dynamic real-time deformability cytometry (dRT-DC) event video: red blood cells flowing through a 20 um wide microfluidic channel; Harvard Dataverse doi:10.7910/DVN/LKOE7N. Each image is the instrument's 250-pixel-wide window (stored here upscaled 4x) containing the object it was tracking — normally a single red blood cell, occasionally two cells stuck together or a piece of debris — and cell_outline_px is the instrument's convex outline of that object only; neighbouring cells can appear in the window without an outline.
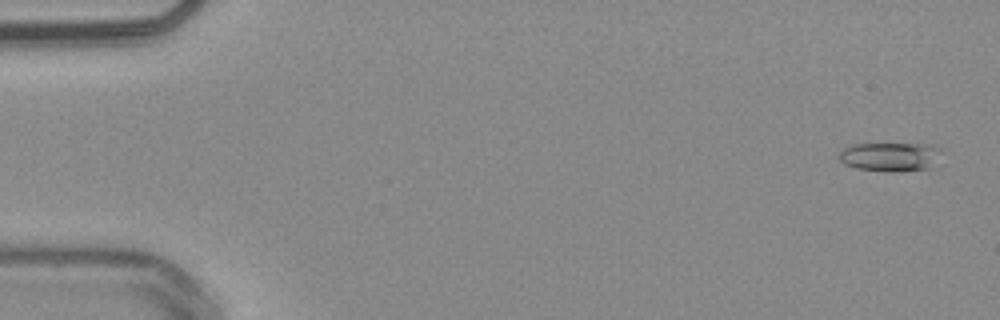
{"species": "common noctule bat (a hibernating species)", "species_latin": "Nyctalus noctula", "temperature_condition": "warm", "stored_images_in_passage": 53, "camera_frame_rate_fps": 3000, "um_per_image_px": 0.085, "animal": {"sex": "male", "body_mass_g": 20.4}, "frame": {"image": 1, "passage_image": 2, "time_ms": 0.333, "image_size_px": [1000, 320], "cell_outline_px": [[940, 148], [928, 168], [892, 172], [888, 172], [856, 168], [844, 164], [836, 156], [844, 148], [852, 144], [920, 144]], "centroid_in_image_um": [75.51, 13.32], "position_along_channel_um": 9.5, "area_um2": 16.76}}
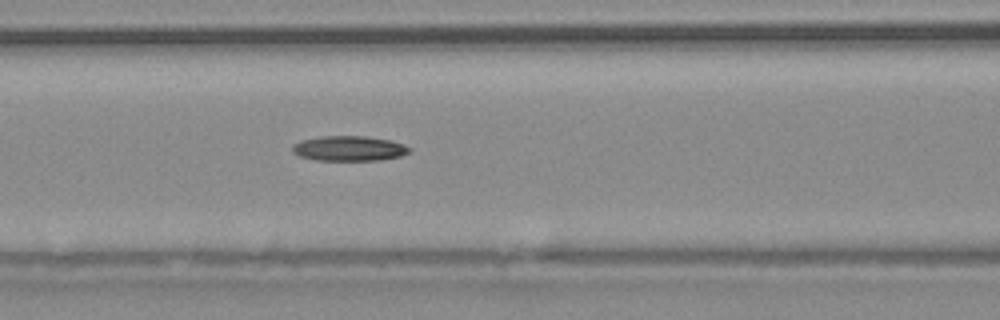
{"frame": {"image": 2, "passage_image": 23, "time_ms": 7.333, "image_size_px": [1000, 320], "cell_outline_px": [[412, 152], [400, 156], [380, 160], [316, 160], [300, 156], [292, 152], [292, 144], [300, 140], [320, 136], [364, 136], [388, 140], [404, 144], [412, 148]], "centroid_in_image_um": [29.67, 12.61], "position_along_channel_um": 136.9, "area_um2": 17.17}}
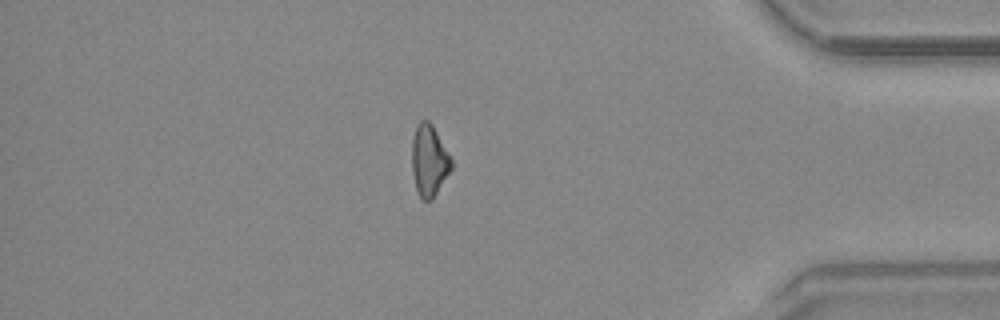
{"frame": {"image": 3, "passage_image": 46, "time_ms": 15.0, "image_size_px": [1000, 320], "cell_outline_px": [[452, 168], [432, 200], [424, 200], [416, 192], [412, 172], [412, 140], [416, 128], [420, 120], [428, 120], [432, 124], [452, 160]], "centroid_in_image_um": [36.46, 13.66], "position_along_channel_um": 398.7, "area_um2": 16.3}}